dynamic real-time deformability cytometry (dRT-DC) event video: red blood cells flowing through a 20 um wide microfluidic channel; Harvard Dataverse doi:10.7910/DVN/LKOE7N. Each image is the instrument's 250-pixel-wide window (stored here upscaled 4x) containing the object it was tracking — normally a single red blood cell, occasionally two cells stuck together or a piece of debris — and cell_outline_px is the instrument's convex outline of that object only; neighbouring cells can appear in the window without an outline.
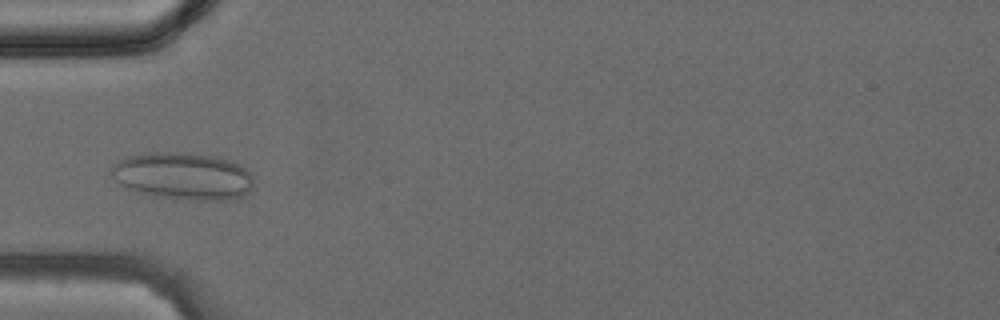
{"species": "common noctule bat (a hibernating species)", "species_latin": "Nyctalus noctula", "temperature_condition": "cold", "stored_images_in_passage": 28, "camera_frame_rate_fps": 3000, "um_per_image_px": 0.085, "animal": {"sex": "female", "body_mass_g": 24.6, "forearm_length_mm": 56.2}, "frame": {"image": 1, "passage_image": 1, "time_ms": 0.0, "image_size_px": [1000, 320], "cell_outline_px": [[252, 188], [248, 192], [240, 196], [228, 200], [192, 200], [156, 196], [136, 192], [124, 188], [108, 172], [120, 160], [128, 156], [156, 152], [184, 152], [212, 156], [228, 160], [240, 164], [252, 176]], "centroid_in_image_um": [15.53, 14.97], "position_along_channel_um": 69.5, "area_um2": 39.07}}
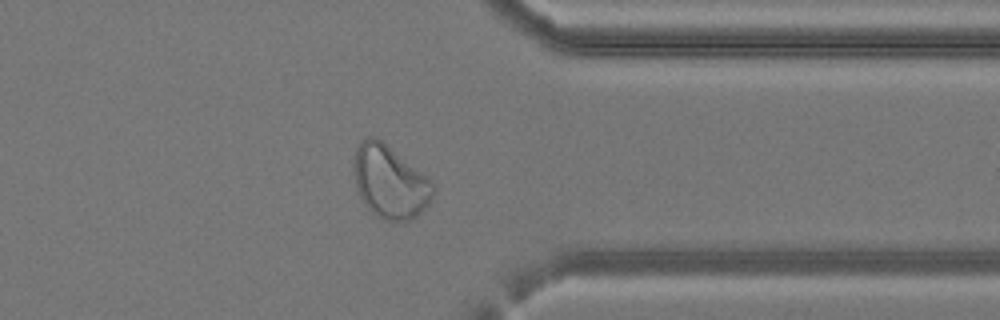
{"frame": {"image": 2, "passage_image": 20, "time_ms": 6.333, "image_size_px": [1000, 320], "cell_outline_px": [[436, 192], [428, 204], [416, 216], [408, 220], [384, 220], [376, 216], [364, 204], [356, 188], [356, 148], [360, 140], [368, 136], [372, 136], [380, 140], [432, 180], [436, 184]], "centroid_in_image_um": [33.18, 15.48], "position_along_channel_um": 378.2, "area_um2": 33.12}}